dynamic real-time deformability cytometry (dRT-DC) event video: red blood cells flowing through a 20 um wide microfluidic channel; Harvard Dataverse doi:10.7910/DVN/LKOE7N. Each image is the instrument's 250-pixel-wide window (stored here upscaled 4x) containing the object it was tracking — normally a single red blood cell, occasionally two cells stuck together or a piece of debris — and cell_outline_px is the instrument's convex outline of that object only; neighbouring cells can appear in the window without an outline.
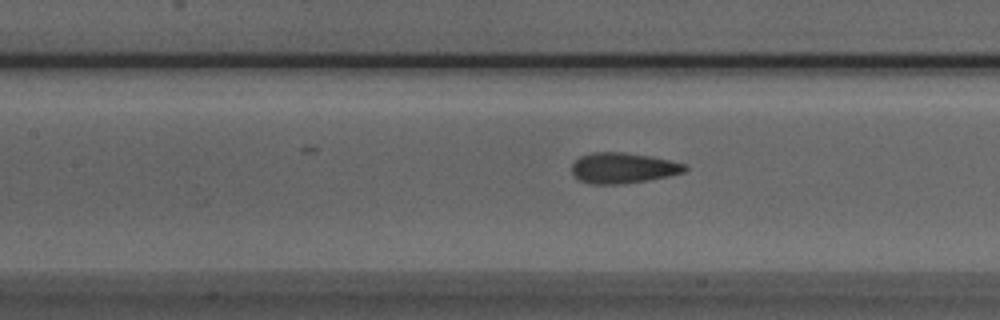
{"species": "Egyptian fruit bat (a non-hibernating species)", "species_latin": "Rousettus aegyptiacus", "temperature_condition": "room temperature", "stored_images_in_passage": 35, "camera_frame_rate_fps": 3000, "um_per_image_px": 0.085, "animal": {"sex": "male"}, "frame": {"image": 1, "passage_image": 16, "time_ms": 5.0, "image_size_px": [1000, 320], "cell_outline_px": [[688, 168], [684, 172], [668, 176], [648, 180], [620, 184], [592, 184], [580, 180], [572, 172], [572, 164], [580, 156], [592, 152], [624, 152], [652, 156], [688, 164]], "centroid_in_image_um": [52.99, 14.27], "position_along_channel_um": 154.4, "area_um2": 20.23}}
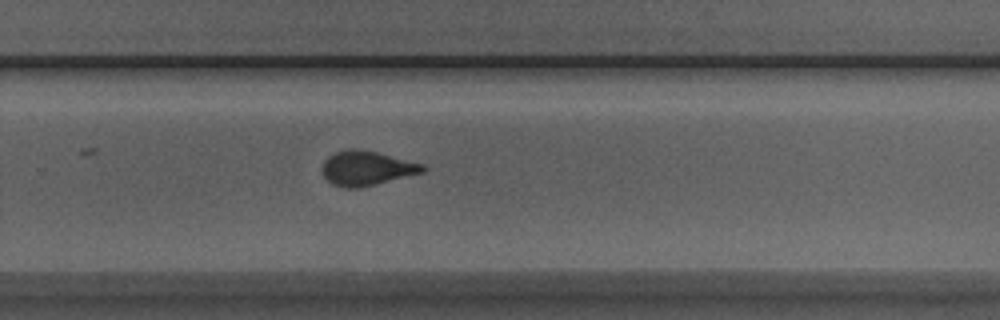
{"frame": {"image": 2, "passage_image": 27, "time_ms": 8.667, "image_size_px": [1000, 320], "cell_outline_px": [[428, 168], [424, 172], [376, 184], [356, 188], [344, 188], [332, 184], [324, 176], [320, 168], [324, 160], [328, 156], [336, 152], [348, 148], [356, 148], [376, 152], [424, 164]], "centroid_in_image_um": [31.14, 14.29], "position_along_channel_um": 298.7, "area_um2": 20.29}}
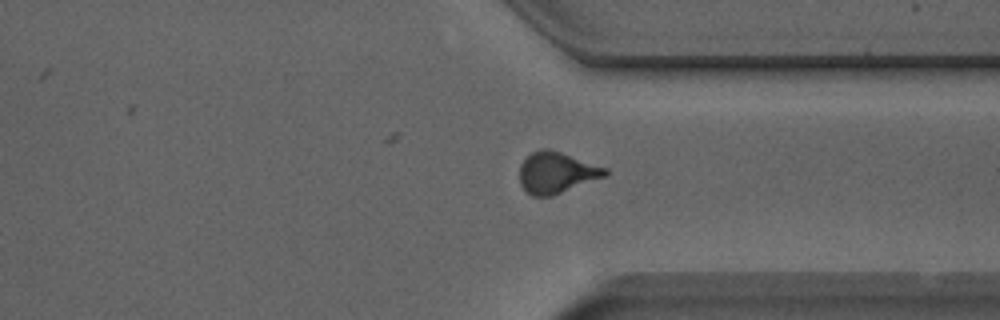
{"frame": {"image": 3, "passage_image": 32, "time_ms": 10.333, "image_size_px": [1000, 320], "cell_outline_px": [[608, 176], [552, 196], [532, 196], [520, 184], [520, 164], [532, 152], [540, 148], [548, 148], [608, 168]], "centroid_in_image_um": [47.33, 14.67], "position_along_channel_um": 364.1, "area_um2": 20.63}}